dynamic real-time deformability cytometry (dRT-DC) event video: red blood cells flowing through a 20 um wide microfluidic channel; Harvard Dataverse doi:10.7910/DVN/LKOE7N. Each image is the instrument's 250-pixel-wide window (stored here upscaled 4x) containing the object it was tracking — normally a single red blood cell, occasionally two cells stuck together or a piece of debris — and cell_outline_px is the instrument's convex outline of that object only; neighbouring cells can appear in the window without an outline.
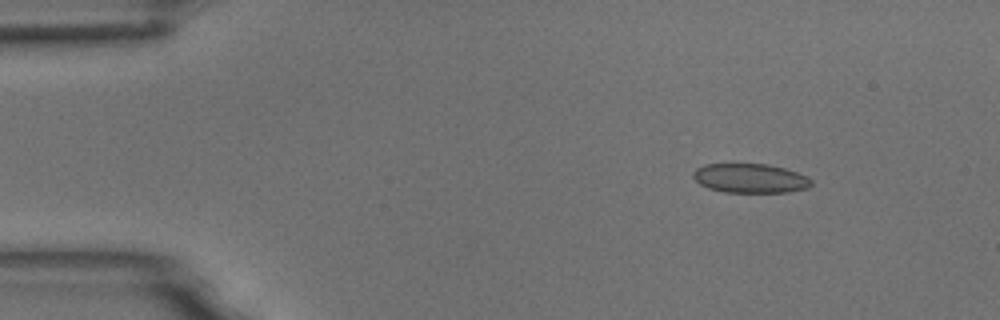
{"species": "common noctule bat (a hibernating species)", "species_latin": "Nyctalus noctula", "temperature_condition": "room temperature", "stored_images_in_passage": 7, "camera_frame_rate_fps": 3000, "um_per_image_px": 0.085, "animal": {"sex": "male", "body_mass_g": 18.8}, "frame": {"image": 1, "passage_image": 2, "time_ms": 0.333, "image_size_px": [1000, 320], "cell_outline_px": [[812, 184], [808, 188], [788, 192], [724, 192], [708, 188], [700, 184], [692, 176], [692, 172], [696, 168], [704, 164], [768, 164], [784, 168], [808, 176], [812, 180]], "centroid_in_image_um": [63.77, 15.15], "position_along_channel_um": 21.2, "area_um2": 20.23}}
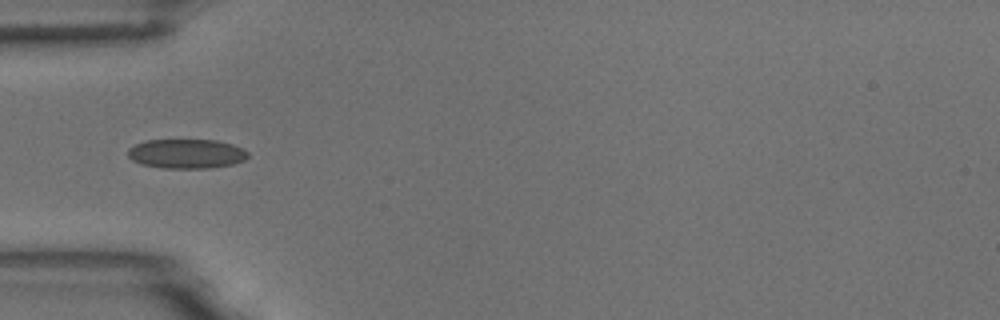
{"frame": {"image": 2, "passage_image": 5, "time_ms": 1.333, "image_size_px": [1000, 320], "cell_outline_px": [[248, 156], [244, 160], [232, 164], [212, 168], [164, 168], [144, 164], [132, 160], [128, 156], [128, 148], [136, 144], [148, 140], [216, 140], [232, 144], [244, 148], [248, 152]], "centroid_in_image_um": [15.88, 13.06], "position_along_channel_um": 69.1, "area_um2": 20.52}}